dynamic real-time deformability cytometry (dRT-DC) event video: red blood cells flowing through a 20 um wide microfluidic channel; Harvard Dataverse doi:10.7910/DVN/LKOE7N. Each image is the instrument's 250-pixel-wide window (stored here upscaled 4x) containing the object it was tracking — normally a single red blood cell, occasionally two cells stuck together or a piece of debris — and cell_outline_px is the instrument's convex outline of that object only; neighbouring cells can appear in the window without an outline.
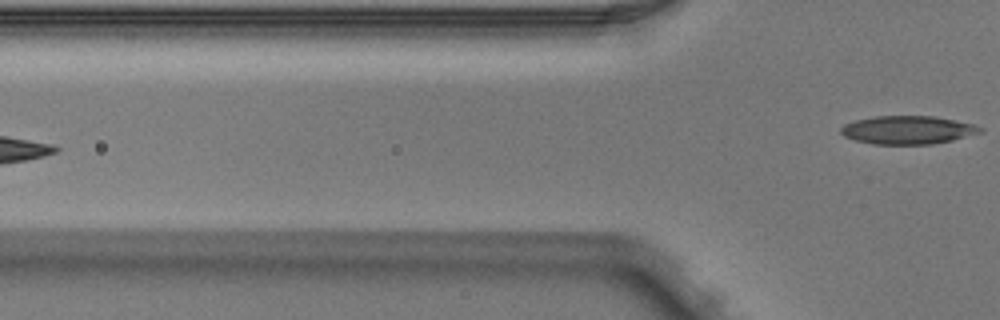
{"species": "Egyptian fruit bat (a non-hibernating species)", "species_latin": "Rousettus aegyptiacus", "temperature_condition": "warm", "stored_images_in_passage": 5, "camera_frame_rate_fps": 3000, "um_per_image_px": 0.085, "animal": {"sex": "male"}, "frame": {"image": 1, "passage_image": 5, "time_ms": 1.333, "image_size_px": [1000, 320], "cell_outline_px": [[984, 132], [952, 140], [932, 144], [872, 144], [856, 140], [844, 136], [840, 132], [840, 128], [844, 124], [856, 120], [876, 116], [932, 116], [972, 124], [984, 128]], "centroid_in_image_um": [77.16, 11.05], "position_along_channel_um": 48.6, "area_um2": 22.83}}